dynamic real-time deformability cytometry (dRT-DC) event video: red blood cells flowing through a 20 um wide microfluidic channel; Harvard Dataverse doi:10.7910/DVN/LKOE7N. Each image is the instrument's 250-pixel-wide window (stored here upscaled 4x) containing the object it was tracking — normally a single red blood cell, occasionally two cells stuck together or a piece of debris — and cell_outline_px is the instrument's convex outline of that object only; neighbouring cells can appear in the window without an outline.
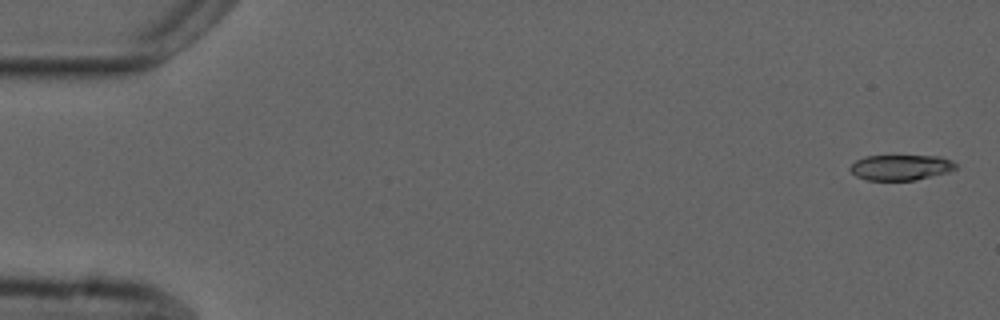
{"species": "common noctule bat (a hibernating species)", "species_latin": "Nyctalus noctula", "temperature_condition": "cold", "stored_images_in_passage": 5, "camera_frame_rate_fps": 3000, "um_per_image_px": 0.085, "animal": {"sex": "male", "forearm_length_mm": 52.5}, "frame": {"image": 1, "passage_image": 1, "time_ms": 0.0, "image_size_px": [1000, 320], "cell_outline_px": [[956, 168], [948, 172], [916, 180], [868, 180], [856, 176], [848, 168], [856, 160], [864, 156], [940, 156], [952, 160], [956, 164]], "centroid_in_image_um": [76.56, 14.23], "position_along_channel_um": 8.4, "area_um2": 15.66}}
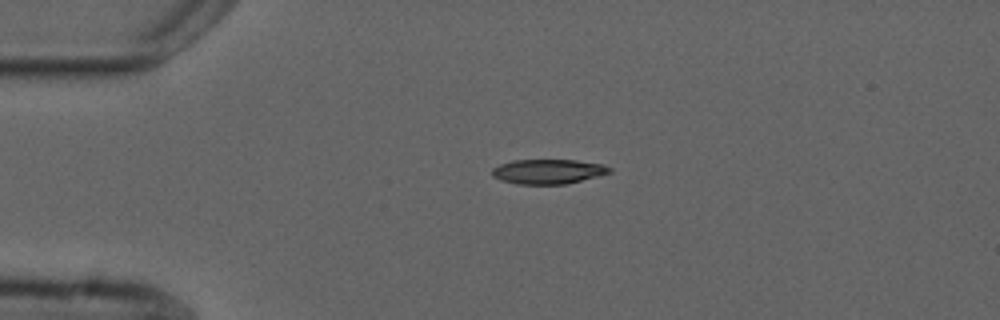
{"frame": {"image": 2, "passage_image": 4, "time_ms": 3.667, "image_size_px": [1000, 320], "cell_outline_px": [[612, 172], [564, 184], [516, 184], [500, 180], [492, 176], [492, 168], [500, 164], [512, 160], [576, 160], [604, 164], [612, 168]], "centroid_in_image_um": [46.57, 14.57], "position_along_channel_um": 38.4, "area_um2": 16.88}}